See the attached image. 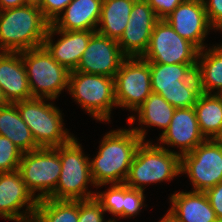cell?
<instances>
[{
  "label": "cell",
  "instance_id": "f546056e",
  "mask_svg": "<svg viewBox=\"0 0 222 222\" xmlns=\"http://www.w3.org/2000/svg\"><path fill=\"white\" fill-rule=\"evenodd\" d=\"M144 191L132 189L123 183V218L132 217L143 207Z\"/></svg>",
  "mask_w": 222,
  "mask_h": 222
},
{
  "label": "cell",
  "instance_id": "8992f818",
  "mask_svg": "<svg viewBox=\"0 0 222 222\" xmlns=\"http://www.w3.org/2000/svg\"><path fill=\"white\" fill-rule=\"evenodd\" d=\"M24 62L32 98L54 100L68 90L69 74L43 47L20 52Z\"/></svg>",
  "mask_w": 222,
  "mask_h": 222
},
{
  "label": "cell",
  "instance_id": "ba28073f",
  "mask_svg": "<svg viewBox=\"0 0 222 222\" xmlns=\"http://www.w3.org/2000/svg\"><path fill=\"white\" fill-rule=\"evenodd\" d=\"M68 90L92 117L109 121L115 101L114 78L80 71L69 74Z\"/></svg>",
  "mask_w": 222,
  "mask_h": 222
},
{
  "label": "cell",
  "instance_id": "74e56055",
  "mask_svg": "<svg viewBox=\"0 0 222 222\" xmlns=\"http://www.w3.org/2000/svg\"><path fill=\"white\" fill-rule=\"evenodd\" d=\"M42 0H25V5H32L39 7L41 5Z\"/></svg>",
  "mask_w": 222,
  "mask_h": 222
},
{
  "label": "cell",
  "instance_id": "8d00e7d4",
  "mask_svg": "<svg viewBox=\"0 0 222 222\" xmlns=\"http://www.w3.org/2000/svg\"><path fill=\"white\" fill-rule=\"evenodd\" d=\"M159 222H181L169 211L164 215V217Z\"/></svg>",
  "mask_w": 222,
  "mask_h": 222
},
{
  "label": "cell",
  "instance_id": "9a60e30c",
  "mask_svg": "<svg viewBox=\"0 0 222 222\" xmlns=\"http://www.w3.org/2000/svg\"><path fill=\"white\" fill-rule=\"evenodd\" d=\"M129 17L125 31L117 42L126 57H142L153 28L160 19L146 0H136Z\"/></svg>",
  "mask_w": 222,
  "mask_h": 222
},
{
  "label": "cell",
  "instance_id": "60d3db41",
  "mask_svg": "<svg viewBox=\"0 0 222 222\" xmlns=\"http://www.w3.org/2000/svg\"><path fill=\"white\" fill-rule=\"evenodd\" d=\"M105 222H116V221H115V219H113V220L110 219V220H107Z\"/></svg>",
  "mask_w": 222,
  "mask_h": 222
},
{
  "label": "cell",
  "instance_id": "ab89813d",
  "mask_svg": "<svg viewBox=\"0 0 222 222\" xmlns=\"http://www.w3.org/2000/svg\"><path fill=\"white\" fill-rule=\"evenodd\" d=\"M4 104H6V102H5L4 98H3V95H2L1 90H0V106H2Z\"/></svg>",
  "mask_w": 222,
  "mask_h": 222
},
{
  "label": "cell",
  "instance_id": "6da1fadb",
  "mask_svg": "<svg viewBox=\"0 0 222 222\" xmlns=\"http://www.w3.org/2000/svg\"><path fill=\"white\" fill-rule=\"evenodd\" d=\"M143 128L117 129L103 137L97 156L90 161L94 187L125 182L135 152L145 141Z\"/></svg>",
  "mask_w": 222,
  "mask_h": 222
},
{
  "label": "cell",
  "instance_id": "30bf717a",
  "mask_svg": "<svg viewBox=\"0 0 222 222\" xmlns=\"http://www.w3.org/2000/svg\"><path fill=\"white\" fill-rule=\"evenodd\" d=\"M117 106L137 110L152 93L150 63L142 57H126L114 77Z\"/></svg>",
  "mask_w": 222,
  "mask_h": 222
},
{
  "label": "cell",
  "instance_id": "f35d334b",
  "mask_svg": "<svg viewBox=\"0 0 222 222\" xmlns=\"http://www.w3.org/2000/svg\"><path fill=\"white\" fill-rule=\"evenodd\" d=\"M213 140L222 145V127L220 129V131L215 135V137L213 138Z\"/></svg>",
  "mask_w": 222,
  "mask_h": 222
},
{
  "label": "cell",
  "instance_id": "ffe728a7",
  "mask_svg": "<svg viewBox=\"0 0 222 222\" xmlns=\"http://www.w3.org/2000/svg\"><path fill=\"white\" fill-rule=\"evenodd\" d=\"M103 0H72L52 25L58 30L96 31Z\"/></svg>",
  "mask_w": 222,
  "mask_h": 222
},
{
  "label": "cell",
  "instance_id": "9c48e42d",
  "mask_svg": "<svg viewBox=\"0 0 222 222\" xmlns=\"http://www.w3.org/2000/svg\"><path fill=\"white\" fill-rule=\"evenodd\" d=\"M18 171L29 191L38 200L48 198L56 189L61 160L54 148H39L22 154ZM36 191L40 193L35 196Z\"/></svg>",
  "mask_w": 222,
  "mask_h": 222
},
{
  "label": "cell",
  "instance_id": "7a4b0ae2",
  "mask_svg": "<svg viewBox=\"0 0 222 222\" xmlns=\"http://www.w3.org/2000/svg\"><path fill=\"white\" fill-rule=\"evenodd\" d=\"M49 25L37 6L0 11V51L21 52L41 47Z\"/></svg>",
  "mask_w": 222,
  "mask_h": 222
},
{
  "label": "cell",
  "instance_id": "7402d4cb",
  "mask_svg": "<svg viewBox=\"0 0 222 222\" xmlns=\"http://www.w3.org/2000/svg\"><path fill=\"white\" fill-rule=\"evenodd\" d=\"M0 135L11 140L23 153L39 149L15 103L0 106Z\"/></svg>",
  "mask_w": 222,
  "mask_h": 222
},
{
  "label": "cell",
  "instance_id": "5b68a950",
  "mask_svg": "<svg viewBox=\"0 0 222 222\" xmlns=\"http://www.w3.org/2000/svg\"><path fill=\"white\" fill-rule=\"evenodd\" d=\"M61 160V173L56 189L48 198L57 200H85L96 193L87 191V184L94 185L90 161L84 156L81 144L73 137L68 143L54 148ZM87 192V193H86Z\"/></svg>",
  "mask_w": 222,
  "mask_h": 222
},
{
  "label": "cell",
  "instance_id": "4dcf8cb0",
  "mask_svg": "<svg viewBox=\"0 0 222 222\" xmlns=\"http://www.w3.org/2000/svg\"><path fill=\"white\" fill-rule=\"evenodd\" d=\"M101 203L95 198L79 200L78 222H104Z\"/></svg>",
  "mask_w": 222,
  "mask_h": 222
},
{
  "label": "cell",
  "instance_id": "d6986e66",
  "mask_svg": "<svg viewBox=\"0 0 222 222\" xmlns=\"http://www.w3.org/2000/svg\"><path fill=\"white\" fill-rule=\"evenodd\" d=\"M0 90L6 103L32 98L20 52H0Z\"/></svg>",
  "mask_w": 222,
  "mask_h": 222
},
{
  "label": "cell",
  "instance_id": "7c38bea8",
  "mask_svg": "<svg viewBox=\"0 0 222 222\" xmlns=\"http://www.w3.org/2000/svg\"><path fill=\"white\" fill-rule=\"evenodd\" d=\"M180 173L189 176L194 191L205 192L222 182V145L206 139L181 156Z\"/></svg>",
  "mask_w": 222,
  "mask_h": 222
},
{
  "label": "cell",
  "instance_id": "5bb4252c",
  "mask_svg": "<svg viewBox=\"0 0 222 222\" xmlns=\"http://www.w3.org/2000/svg\"><path fill=\"white\" fill-rule=\"evenodd\" d=\"M125 58L117 40L95 32L81 56L76 71L114 78Z\"/></svg>",
  "mask_w": 222,
  "mask_h": 222
},
{
  "label": "cell",
  "instance_id": "2e32d148",
  "mask_svg": "<svg viewBox=\"0 0 222 222\" xmlns=\"http://www.w3.org/2000/svg\"><path fill=\"white\" fill-rule=\"evenodd\" d=\"M165 20L184 39L203 50L211 30L203 0H183ZM209 29V30H208Z\"/></svg>",
  "mask_w": 222,
  "mask_h": 222
},
{
  "label": "cell",
  "instance_id": "44dd1931",
  "mask_svg": "<svg viewBox=\"0 0 222 222\" xmlns=\"http://www.w3.org/2000/svg\"><path fill=\"white\" fill-rule=\"evenodd\" d=\"M170 200L168 211L181 222H219L205 192H178Z\"/></svg>",
  "mask_w": 222,
  "mask_h": 222
},
{
  "label": "cell",
  "instance_id": "4fadbf2b",
  "mask_svg": "<svg viewBox=\"0 0 222 222\" xmlns=\"http://www.w3.org/2000/svg\"><path fill=\"white\" fill-rule=\"evenodd\" d=\"M38 199L29 191L18 170L0 173V217L31 222ZM26 209L21 212V208Z\"/></svg>",
  "mask_w": 222,
  "mask_h": 222
},
{
  "label": "cell",
  "instance_id": "cb8c5ba5",
  "mask_svg": "<svg viewBox=\"0 0 222 222\" xmlns=\"http://www.w3.org/2000/svg\"><path fill=\"white\" fill-rule=\"evenodd\" d=\"M136 0H103L101 16L96 32L103 36L118 40L129 21V16Z\"/></svg>",
  "mask_w": 222,
  "mask_h": 222
},
{
  "label": "cell",
  "instance_id": "e575fe53",
  "mask_svg": "<svg viewBox=\"0 0 222 222\" xmlns=\"http://www.w3.org/2000/svg\"><path fill=\"white\" fill-rule=\"evenodd\" d=\"M209 203L219 221H222V182L205 191Z\"/></svg>",
  "mask_w": 222,
  "mask_h": 222
},
{
  "label": "cell",
  "instance_id": "3957f363",
  "mask_svg": "<svg viewBox=\"0 0 222 222\" xmlns=\"http://www.w3.org/2000/svg\"><path fill=\"white\" fill-rule=\"evenodd\" d=\"M197 64L150 63L152 92L176 109L194 107L201 94Z\"/></svg>",
  "mask_w": 222,
  "mask_h": 222
},
{
  "label": "cell",
  "instance_id": "603a6c76",
  "mask_svg": "<svg viewBox=\"0 0 222 222\" xmlns=\"http://www.w3.org/2000/svg\"><path fill=\"white\" fill-rule=\"evenodd\" d=\"M205 50H199L196 74L199 80L200 91L205 94L222 92V45ZM205 51V52H204ZM201 59V60H200Z\"/></svg>",
  "mask_w": 222,
  "mask_h": 222
},
{
  "label": "cell",
  "instance_id": "1f68e13d",
  "mask_svg": "<svg viewBox=\"0 0 222 222\" xmlns=\"http://www.w3.org/2000/svg\"><path fill=\"white\" fill-rule=\"evenodd\" d=\"M72 0H42L39 8L44 18L52 24Z\"/></svg>",
  "mask_w": 222,
  "mask_h": 222
},
{
  "label": "cell",
  "instance_id": "d590c367",
  "mask_svg": "<svg viewBox=\"0 0 222 222\" xmlns=\"http://www.w3.org/2000/svg\"><path fill=\"white\" fill-rule=\"evenodd\" d=\"M24 5L25 0H0V11L9 8L21 7Z\"/></svg>",
  "mask_w": 222,
  "mask_h": 222
},
{
  "label": "cell",
  "instance_id": "8fae6325",
  "mask_svg": "<svg viewBox=\"0 0 222 222\" xmlns=\"http://www.w3.org/2000/svg\"><path fill=\"white\" fill-rule=\"evenodd\" d=\"M199 49L182 38L165 19L153 28L150 42L142 58L149 63L197 64Z\"/></svg>",
  "mask_w": 222,
  "mask_h": 222
},
{
  "label": "cell",
  "instance_id": "836d02e7",
  "mask_svg": "<svg viewBox=\"0 0 222 222\" xmlns=\"http://www.w3.org/2000/svg\"><path fill=\"white\" fill-rule=\"evenodd\" d=\"M159 19H165L183 0H146Z\"/></svg>",
  "mask_w": 222,
  "mask_h": 222
},
{
  "label": "cell",
  "instance_id": "e0dca14e",
  "mask_svg": "<svg viewBox=\"0 0 222 222\" xmlns=\"http://www.w3.org/2000/svg\"><path fill=\"white\" fill-rule=\"evenodd\" d=\"M95 32L90 30H58L50 24L42 46L58 64L70 72L76 71L81 56ZM56 33L61 34V38L54 44L52 37Z\"/></svg>",
  "mask_w": 222,
  "mask_h": 222
},
{
  "label": "cell",
  "instance_id": "52a82bcc",
  "mask_svg": "<svg viewBox=\"0 0 222 222\" xmlns=\"http://www.w3.org/2000/svg\"><path fill=\"white\" fill-rule=\"evenodd\" d=\"M22 120L28 125L39 148H55L68 143L73 135L64 130L61 112L43 98L15 102Z\"/></svg>",
  "mask_w": 222,
  "mask_h": 222
},
{
  "label": "cell",
  "instance_id": "83f0119b",
  "mask_svg": "<svg viewBox=\"0 0 222 222\" xmlns=\"http://www.w3.org/2000/svg\"><path fill=\"white\" fill-rule=\"evenodd\" d=\"M95 198L101 203L105 212L123 217V183L112 184L107 191L96 193Z\"/></svg>",
  "mask_w": 222,
  "mask_h": 222
},
{
  "label": "cell",
  "instance_id": "484cf974",
  "mask_svg": "<svg viewBox=\"0 0 222 222\" xmlns=\"http://www.w3.org/2000/svg\"><path fill=\"white\" fill-rule=\"evenodd\" d=\"M79 200H38L31 222H78Z\"/></svg>",
  "mask_w": 222,
  "mask_h": 222
},
{
  "label": "cell",
  "instance_id": "277c9868",
  "mask_svg": "<svg viewBox=\"0 0 222 222\" xmlns=\"http://www.w3.org/2000/svg\"><path fill=\"white\" fill-rule=\"evenodd\" d=\"M181 156L162 146L142 141L132 160L125 184L144 191V185L172 180L180 174ZM144 184V185H143Z\"/></svg>",
  "mask_w": 222,
  "mask_h": 222
},
{
  "label": "cell",
  "instance_id": "f1b7e54d",
  "mask_svg": "<svg viewBox=\"0 0 222 222\" xmlns=\"http://www.w3.org/2000/svg\"><path fill=\"white\" fill-rule=\"evenodd\" d=\"M22 154L11 140L0 135V173L18 170Z\"/></svg>",
  "mask_w": 222,
  "mask_h": 222
},
{
  "label": "cell",
  "instance_id": "ac0fdd59",
  "mask_svg": "<svg viewBox=\"0 0 222 222\" xmlns=\"http://www.w3.org/2000/svg\"><path fill=\"white\" fill-rule=\"evenodd\" d=\"M205 140L194 107L175 109L169 127L159 137L161 144L180 147V156L191 152Z\"/></svg>",
  "mask_w": 222,
  "mask_h": 222
},
{
  "label": "cell",
  "instance_id": "d4e9b609",
  "mask_svg": "<svg viewBox=\"0 0 222 222\" xmlns=\"http://www.w3.org/2000/svg\"><path fill=\"white\" fill-rule=\"evenodd\" d=\"M194 109L201 133L206 139H213L222 127V98L201 93Z\"/></svg>",
  "mask_w": 222,
  "mask_h": 222
},
{
  "label": "cell",
  "instance_id": "d6a6232c",
  "mask_svg": "<svg viewBox=\"0 0 222 222\" xmlns=\"http://www.w3.org/2000/svg\"><path fill=\"white\" fill-rule=\"evenodd\" d=\"M212 29L222 31V0H203Z\"/></svg>",
  "mask_w": 222,
  "mask_h": 222
},
{
  "label": "cell",
  "instance_id": "4316f807",
  "mask_svg": "<svg viewBox=\"0 0 222 222\" xmlns=\"http://www.w3.org/2000/svg\"><path fill=\"white\" fill-rule=\"evenodd\" d=\"M175 109L162 96L152 92L135 112H138L139 125L157 126L163 133L169 127Z\"/></svg>",
  "mask_w": 222,
  "mask_h": 222
}]
</instances>
